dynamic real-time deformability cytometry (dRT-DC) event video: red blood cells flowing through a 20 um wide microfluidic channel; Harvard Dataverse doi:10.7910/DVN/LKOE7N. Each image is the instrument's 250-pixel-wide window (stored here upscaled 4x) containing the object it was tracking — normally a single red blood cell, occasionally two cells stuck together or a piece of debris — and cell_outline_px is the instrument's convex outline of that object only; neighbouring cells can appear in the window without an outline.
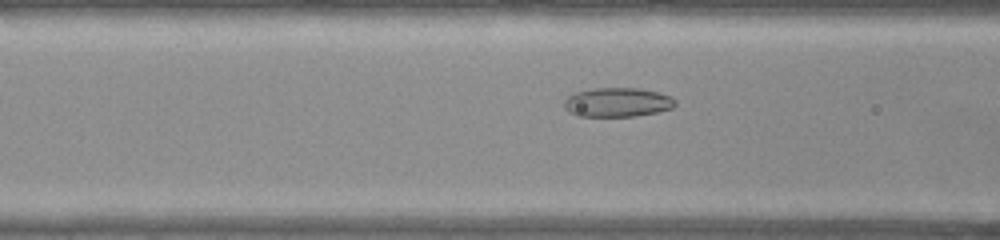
{"species": "common noctule bat (a hibernating species)", "species_latin": "Nyctalus noctula", "temperature_condition": "warm", "stored_images_in_passage": 38, "camera_frame_rate_fps": 3000, "um_per_image_px": 0.085, "animal": {"sex": "female", "body_mass_g": 22.0, "forearm_length_mm": 56.7}, "frame": {"image": 1, "passage_image": 5, "time_ms": 1.333, "image_size_px": [1000, 240], "cell_outline_px": [[676, 104], [672, 108], [656, 112], [636, 116], [576, 116], [568, 112], [564, 108], [564, 100], [568, 96], [576, 92], [592, 88], [640, 88], [672, 96], [676, 100]], "centroid_in_image_um": [52.46, 8.69], "position_along_channel_um": 114.1, "area_um2": 19.02}}
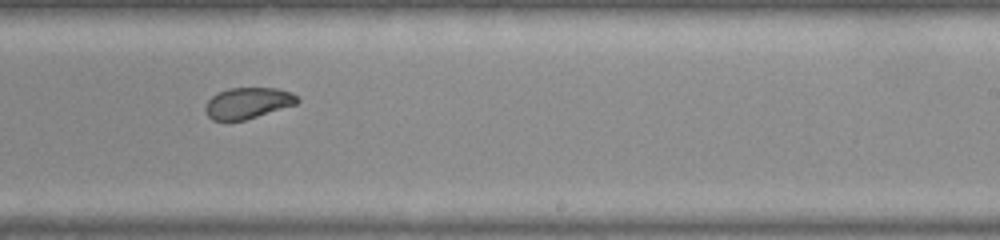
{"frame": {"image": 2, "passage_image": 17, "time_ms": 5.333, "image_size_px": [1000, 240], "cell_outline_px": [[300, 100], [296, 104], [244, 120], [212, 120], [208, 116], [204, 108], [208, 100], [212, 96], [228, 88], [276, 88], [292, 92]], "centroid_in_image_um": [21.06, 8.75], "position_along_channel_um": 267.9, "area_um2": 16.47}}
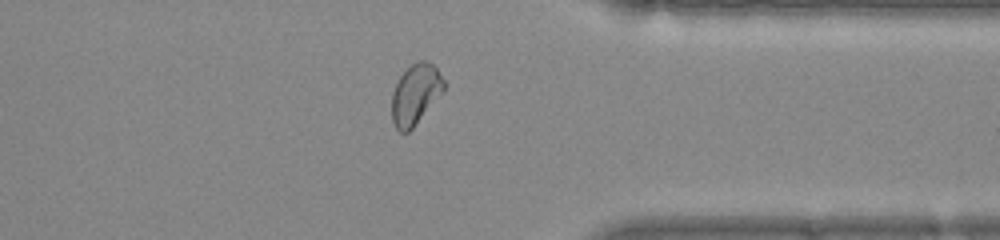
{"frame": {"image": 3, "passage_image": 26, "time_ms": 8.333, "image_size_px": [1000, 240], "cell_outline_px": [[444, 92], [412, 128], [408, 132], [400, 132], [396, 128], [392, 120], [392, 92], [400, 76], [412, 64], [420, 60], [428, 60], [436, 68], [444, 80]], "centroid_in_image_um": [35.32, 8.01], "position_along_channel_um": 376.1, "area_um2": 18.21}, "authors_computed_cell_mechanics": {"area_um2": 18.3226, "velocity_mm_per_s": 3.8575, "shape_relaxation_time_tau1_ms": null, "shape_relaxation_time_tau2_ms": 1.0742, "deformation_change_tau1": null, "deformation_change_tau2": 0.0541}}